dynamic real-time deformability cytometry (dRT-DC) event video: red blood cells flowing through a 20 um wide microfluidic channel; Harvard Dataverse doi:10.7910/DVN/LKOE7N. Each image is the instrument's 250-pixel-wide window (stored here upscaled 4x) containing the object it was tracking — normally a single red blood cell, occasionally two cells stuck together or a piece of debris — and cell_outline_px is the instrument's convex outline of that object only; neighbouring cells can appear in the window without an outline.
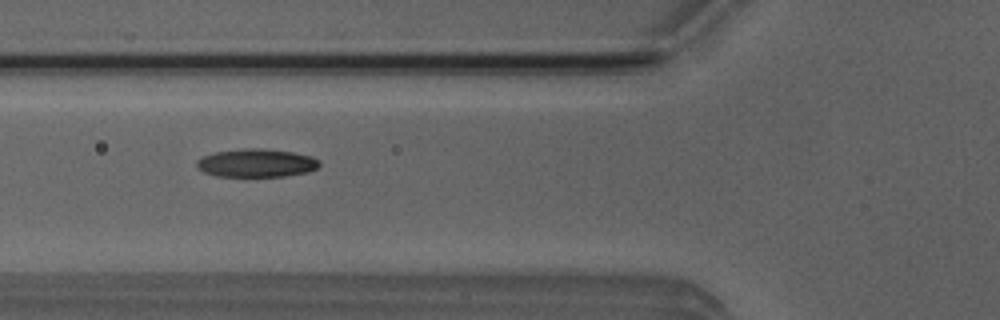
{"species": "Egyptian fruit bat (a non-hibernating species)", "species_latin": "Rousettus aegyptiacus", "temperature_condition": "room temperature", "stored_images_in_passage": 34, "camera_frame_rate_fps": 3000, "um_per_image_px": 0.085, "animal": {"sex": "male"}, "frame": {"image": 1, "passage_image": 4, "time_ms": 1.0, "image_size_px": [1000, 320], "cell_outline_px": [[320, 164], [316, 168], [308, 172], [284, 176], [216, 176], [204, 172], [196, 168], [196, 160], [204, 156], [216, 152], [244, 148], [260, 148], [292, 152], [312, 156], [320, 160]], "centroid_in_image_um": [21.79, 13.85], "position_along_channel_um": 104.0, "area_um2": 20.17}}
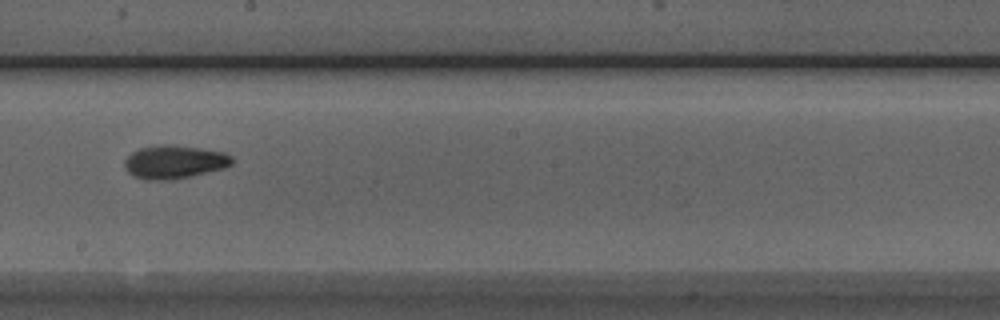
{"frame": {"image": 2, "passage_image": 14, "time_ms": 4.333, "image_size_px": [1000, 320], "cell_outline_px": [[232, 164], [224, 168], [188, 176], [168, 180], [144, 180], [132, 176], [124, 168], [124, 160], [132, 152], [140, 148], [156, 144], [172, 144], [200, 148], [224, 152], [232, 156]], "centroid_in_image_um": [14.77, 13.75], "position_along_channel_um": 233.4, "area_um2": 20.98}}
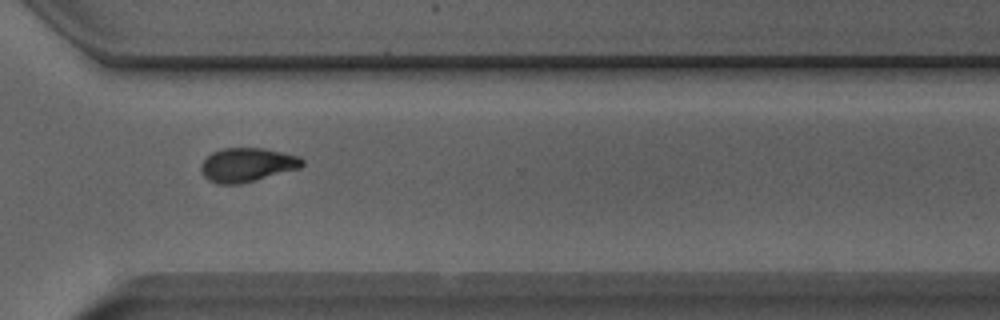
{"frame": {"image": 3, "passage_image": 23, "time_ms": 7.333, "image_size_px": [1000, 320], "cell_outline_px": [[304, 164], [300, 168], [240, 184], [216, 184], [208, 180], [200, 172], [200, 164], [212, 152], [220, 148], [264, 148], [300, 156], [304, 160]], "centroid_in_image_um": [20.99, 14.01], "position_along_channel_um": 349.6, "area_um2": 20.17}, "authors_computed_cell_mechanics": {"area_um2": 19.5942, "velocity_mm_per_s": 3.8757, "shape_relaxation_time_tau1_ms": 3.5115, "shape_relaxation_time_tau2_ms": 4.4322, "deformation_change_tau1": 0.1583, "deformation_change_tau2": 0.0994}}